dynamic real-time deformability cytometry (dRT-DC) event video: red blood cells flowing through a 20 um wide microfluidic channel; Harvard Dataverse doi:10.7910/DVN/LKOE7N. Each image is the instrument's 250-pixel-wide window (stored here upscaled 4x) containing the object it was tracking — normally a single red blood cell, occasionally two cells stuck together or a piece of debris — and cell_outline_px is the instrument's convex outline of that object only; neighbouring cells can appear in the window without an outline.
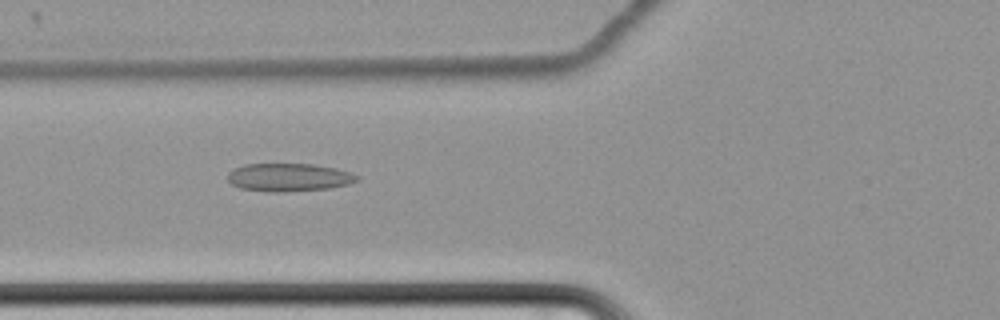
{"species": "common noctule bat (a hibernating species)", "species_latin": "Nyctalus noctula", "temperature_condition": "cold", "stored_images_in_passage": 60, "camera_frame_rate_fps": 3000, "um_per_image_px": 0.085, "animal": {"sex": "female", "body_mass_g": 22.7, "forearm_length_mm": 54.2}, "frame": {"image": 1, "passage_image": 24, "time_ms": 7.667, "image_size_px": [1000, 320], "cell_outline_px": [[360, 180], [348, 184], [328, 188], [284, 192], [272, 192], [240, 188], [232, 184], [228, 180], [228, 172], [244, 164], [316, 164], [336, 168], [352, 172], [360, 176]], "centroid_in_image_um": [24.6, 15.07], "position_along_channel_um": 101.2, "area_um2": 21.21}}
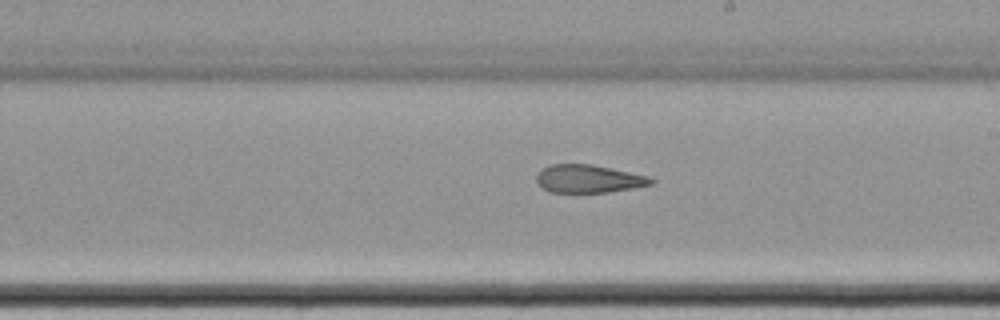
{"frame": {"image": 2, "passage_image": 36, "time_ms": 11.667, "image_size_px": [1000, 320], "cell_outline_px": [[656, 180], [652, 184], [632, 188], [608, 192], [548, 192], [540, 188], [536, 180], [536, 176], [548, 164], [592, 164], [648, 176]], "centroid_in_image_um": [50.0, 15.2], "position_along_channel_um": 239.0, "area_um2": 18.67}}
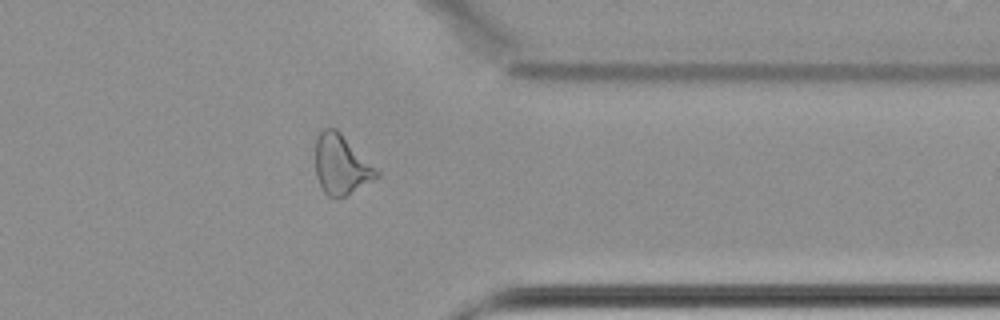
{"frame": {"image": 3, "passage_image": 49, "time_ms": 16.0, "image_size_px": [1000, 320], "cell_outline_px": [[380, 176], [344, 196], [336, 200], [328, 196], [324, 192], [316, 176], [316, 140], [320, 132], [324, 128], [336, 128], [380, 172]], "centroid_in_image_um": [28.99, 14.01], "position_along_channel_um": 382.4, "area_um2": 21.04}, "authors_computed_cell_mechanics": {"area_um2": 22.3686, "velocity_mm_per_s": 3.4358, "shape_relaxation_time_tau1_ms": null, "shape_relaxation_time_tau2_ms": 3.98, "deformation_change_tau1": null, "deformation_change_tau2": 0.1289}}